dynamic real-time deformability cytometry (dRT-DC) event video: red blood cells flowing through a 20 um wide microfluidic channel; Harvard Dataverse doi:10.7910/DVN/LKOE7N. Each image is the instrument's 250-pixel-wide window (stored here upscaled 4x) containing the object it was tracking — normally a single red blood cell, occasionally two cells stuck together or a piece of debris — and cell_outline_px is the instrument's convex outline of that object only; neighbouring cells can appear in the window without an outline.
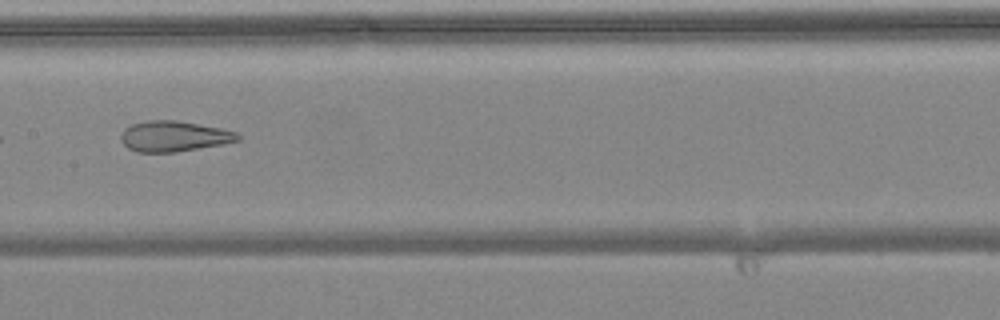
{"species": "common noctule bat (a hibernating species)", "species_latin": "Nyctalus noctula", "temperature_condition": "warm", "stored_images_in_passage": 9, "camera_frame_rate_fps": 3000, "um_per_image_px": 0.085, "animal": {"sex": "female", "body_mass_g": 24.6, "forearm_length_mm": 56.2}, "frame": {"image": 1, "passage_image": 7, "time_ms": 2.0, "image_size_px": [1000, 320], "cell_outline_px": [[240, 140], [224, 144], [176, 152], [136, 152], [128, 148], [120, 140], [120, 136], [124, 128], [132, 124], [148, 120], [176, 120], [220, 128], [236, 132], [240, 136]], "centroid_in_image_um": [14.77, 11.59], "position_along_channel_um": 192.6, "area_um2": 20.87}}
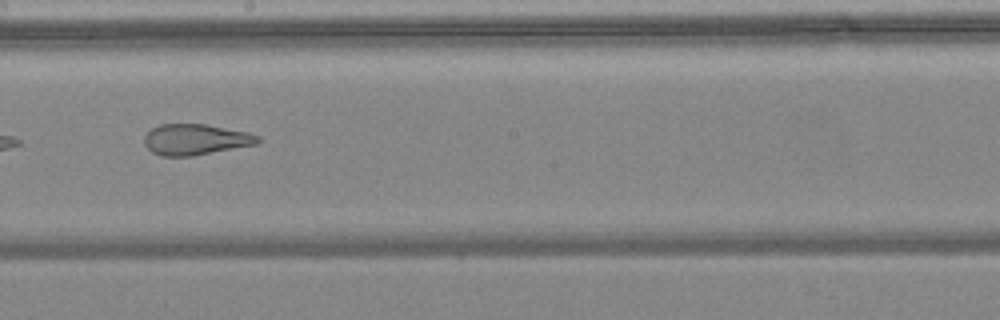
{"frame": {"image": 2, "passage_image": 8, "time_ms": 2.333, "image_size_px": [1000, 320], "cell_outline_px": [[260, 140], [256, 144], [192, 156], [160, 156], [152, 152], [144, 144], [144, 136], [152, 128], [160, 124], [204, 124], [248, 132], [260, 136]], "centroid_in_image_um": [16.6, 11.86], "position_along_channel_um": 231.6, "area_um2": 20.35}}
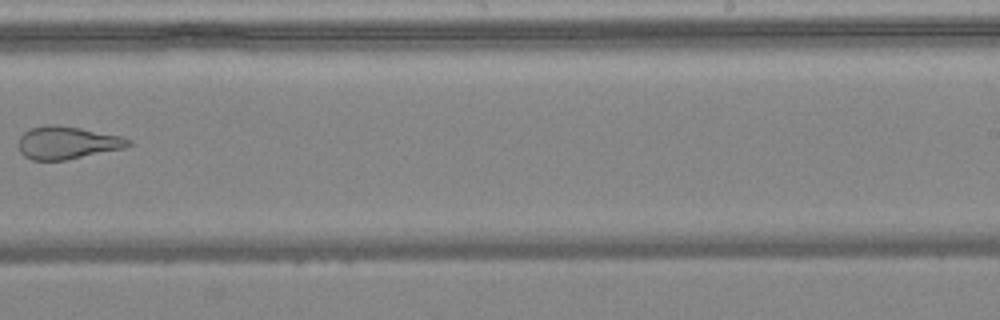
{"frame": {"image": 3, "passage_image": 9, "time_ms": 2.667, "image_size_px": [1000, 320], "cell_outline_px": [[132, 144], [124, 148], [64, 160], [32, 160], [24, 156], [20, 152], [20, 136], [24, 132], [32, 128], [48, 124], [56, 124], [80, 128], [120, 136], [132, 140]], "centroid_in_image_um": [5.71, 12.13], "position_along_channel_um": 283.3, "area_um2": 20.69}}